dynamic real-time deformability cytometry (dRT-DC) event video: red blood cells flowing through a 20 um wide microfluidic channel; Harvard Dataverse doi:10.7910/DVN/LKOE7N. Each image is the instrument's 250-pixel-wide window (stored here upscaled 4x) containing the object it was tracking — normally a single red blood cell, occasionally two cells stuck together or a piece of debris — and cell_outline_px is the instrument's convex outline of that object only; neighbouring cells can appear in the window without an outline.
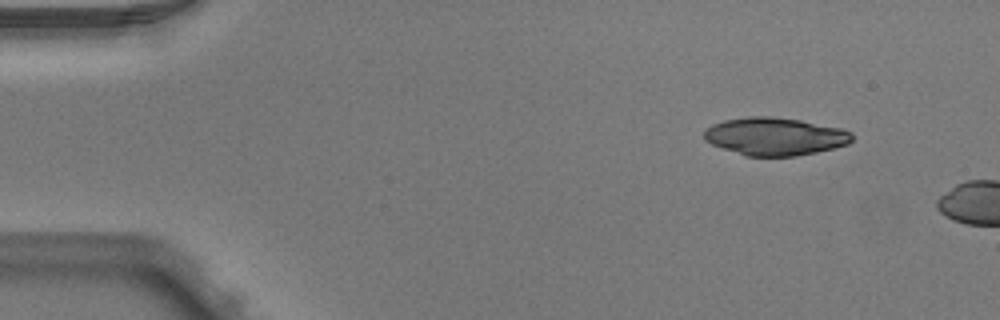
{"species": "Egyptian fruit bat (a non-hibernating species)", "species_latin": "Rousettus aegyptiacus", "temperature_condition": "warm", "stored_images_in_passage": 2, "camera_frame_rate_fps": 3000, "um_per_image_px": 0.085, "animal": {"sex": "male"}, "frame": {"image": 1, "passage_image": 1, "time_ms": 0.0, "image_size_px": [1000, 320], "cell_outline_px": [[852, 140], [848, 144], [816, 152], [796, 156], [744, 156], [712, 144], [704, 140], [704, 128], [712, 124], [724, 120], [748, 116], [772, 116], [800, 120], [840, 128], [852, 132]], "centroid_in_image_um": [65.83, 11.59], "position_along_channel_um": 19.2, "area_um2": 32.66}}